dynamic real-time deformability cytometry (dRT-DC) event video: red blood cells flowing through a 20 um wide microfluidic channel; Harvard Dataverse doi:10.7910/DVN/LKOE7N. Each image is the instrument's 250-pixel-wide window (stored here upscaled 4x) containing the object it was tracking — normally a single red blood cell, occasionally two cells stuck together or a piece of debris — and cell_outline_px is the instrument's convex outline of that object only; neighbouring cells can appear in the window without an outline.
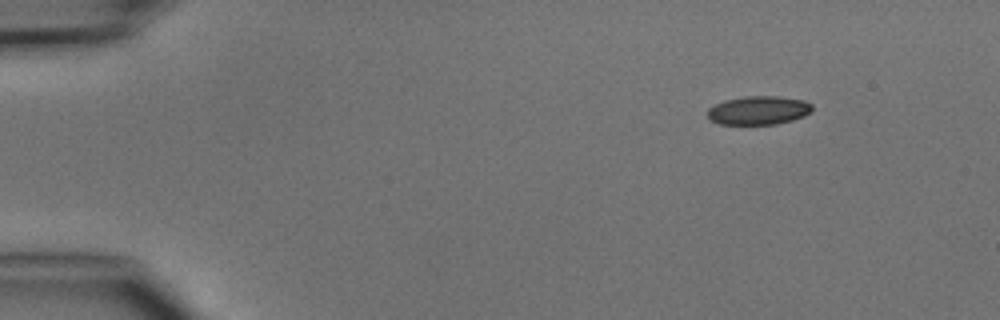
{"species": "common noctule bat (a hibernating species)", "species_latin": "Nyctalus noctula", "temperature_condition": "cold", "stored_images_in_passage": 4, "camera_frame_rate_fps": 3000, "um_per_image_px": 0.085, "animal": {"sex": "male", "body_mass_g": 15.6}, "frame": {"image": 1, "passage_image": 1, "time_ms": 0.0, "image_size_px": [1000, 320], "cell_outline_px": [[812, 112], [804, 116], [792, 120], [776, 124], [720, 124], [708, 120], [708, 108], [724, 100], [744, 96], [780, 96], [804, 100], [812, 104]], "centroid_in_image_um": [64.48, 9.37], "position_along_channel_um": 20.5, "area_um2": 17.63}}
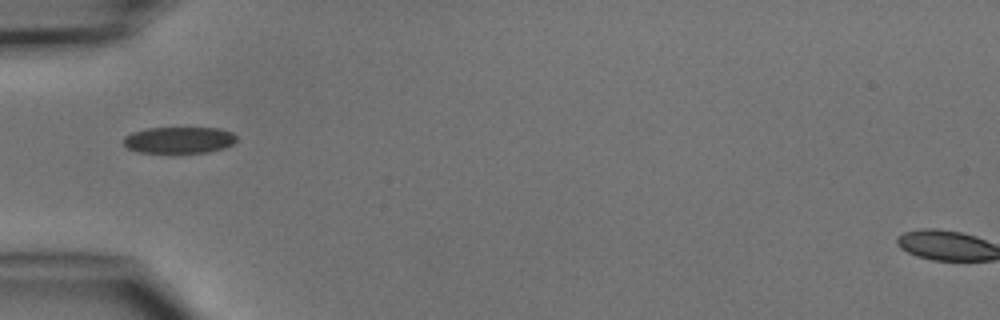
{"frame": {"image": 2, "passage_image": 3, "time_ms": 3.333, "image_size_px": [1000, 320], "cell_outline_px": [[236, 140], [232, 144], [224, 148], [208, 152], [136, 152], [128, 148], [124, 144], [124, 136], [132, 132], [148, 128], [220, 128], [232, 132], [236, 136]], "centroid_in_image_um": [15.22, 11.89], "position_along_channel_um": 69.8, "area_um2": 17.34}}